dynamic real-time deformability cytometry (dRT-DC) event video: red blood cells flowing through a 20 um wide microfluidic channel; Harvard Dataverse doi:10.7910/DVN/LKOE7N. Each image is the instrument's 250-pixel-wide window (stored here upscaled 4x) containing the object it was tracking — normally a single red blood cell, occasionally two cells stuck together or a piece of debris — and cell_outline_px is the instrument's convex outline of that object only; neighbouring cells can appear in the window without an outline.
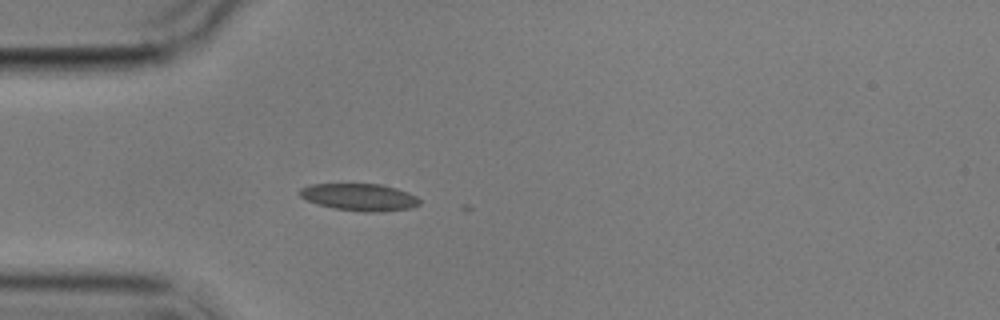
{"species": "common noctule bat (a hibernating species)", "species_latin": "Nyctalus noctula", "temperature_condition": "cold", "stored_images_in_passage": 4, "camera_frame_rate_fps": 3000, "um_per_image_px": 0.085, "animal": {"sex": "male", "body_mass_g": 17.9}, "frame": {"image": 1, "passage_image": 4, "time_ms": 3.667, "image_size_px": [1000, 320], "cell_outline_px": [[420, 204], [412, 208], [376, 212], [364, 212], [336, 208], [316, 204], [300, 196], [296, 192], [300, 188], [308, 184], [380, 184], [396, 188], [408, 192], [416, 196], [420, 200]], "centroid_in_image_um": [30.54, 16.75], "position_along_channel_um": 54.5, "area_um2": 19.02}}